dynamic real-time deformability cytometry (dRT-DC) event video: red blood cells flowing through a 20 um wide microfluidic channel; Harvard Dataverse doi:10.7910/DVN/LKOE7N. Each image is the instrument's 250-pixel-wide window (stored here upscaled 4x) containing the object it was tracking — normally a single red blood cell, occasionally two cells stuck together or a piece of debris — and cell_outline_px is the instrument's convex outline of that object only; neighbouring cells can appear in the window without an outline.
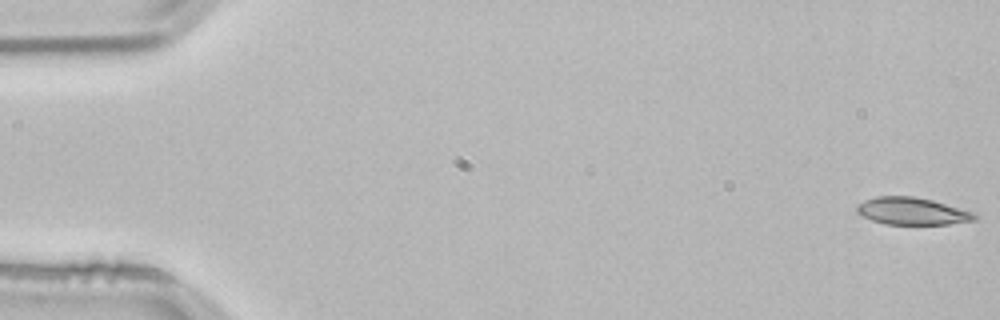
{"species": "common noctule bat (a hibernating species)", "species_latin": "Nyctalus noctula", "temperature_condition": "room temperature", "stored_images_in_passage": 54, "camera_frame_rate_fps": 3000, "um_per_image_px": 0.085, "animal": {"sex": "male", "body_mass_g": 21.5, "forearm_length_mm": 52.0}, "frame": {"image": 1, "passage_image": 1, "time_ms": 0.0, "image_size_px": [1000, 320], "cell_outline_px": [[976, 220], [948, 224], [884, 224], [872, 220], [856, 212], [856, 208], [864, 200], [876, 196], [912, 196], [932, 200], [976, 212]], "centroid_in_image_um": [77.55, 17.94], "position_along_channel_um": 7.4, "area_um2": 18.67}}
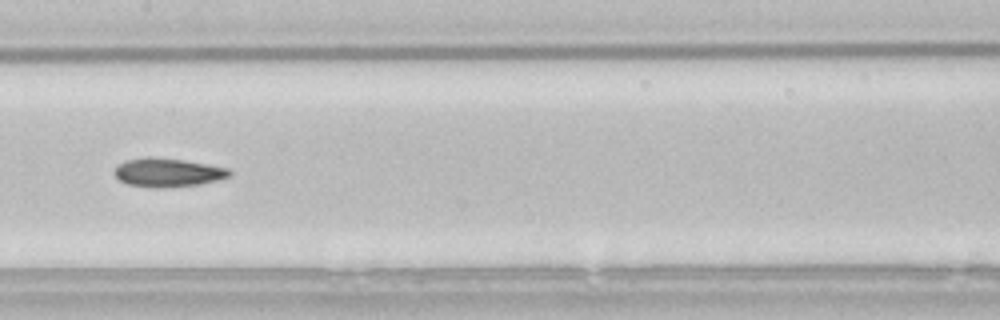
{"frame": {"image": 2, "passage_image": 27, "time_ms": 8.667, "image_size_px": [1000, 320], "cell_outline_px": [[232, 176], [200, 184], [164, 188], [156, 188], [128, 184], [120, 180], [116, 176], [116, 164], [124, 160], [148, 156], [152, 156], [184, 160], [208, 164], [228, 168], [232, 172]], "centroid_in_image_um": [14.27, 14.65], "position_along_channel_um": 193.1, "area_um2": 19.36}}
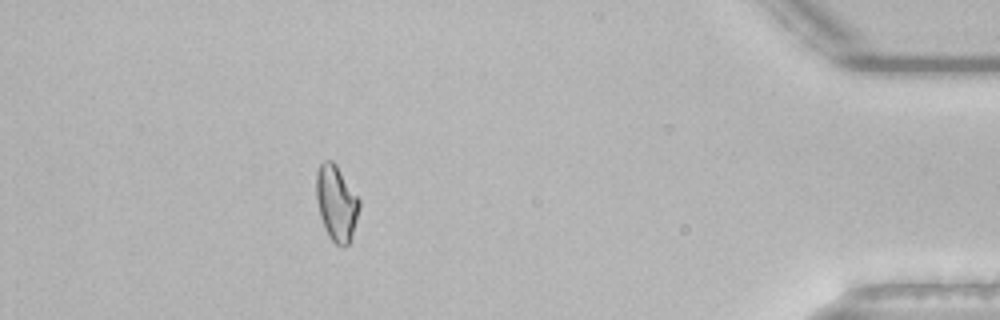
{"frame": {"image": 3, "passage_image": 48, "time_ms": 15.667, "image_size_px": [1000, 320], "cell_outline_px": [[360, 208], [352, 240], [344, 248], [340, 248], [328, 236], [320, 216], [316, 200], [316, 172], [320, 164], [324, 160], [332, 160], [336, 164], [360, 200]], "centroid_in_image_um": [28.6, 17.3], "position_along_channel_um": 406.6, "area_um2": 19.25}, "authors_computed_cell_mechanics": {"area_um2": 18.9006, "velocity_mm_per_s": 3.8009, "shape_relaxation_time_tau1_ms": null, "shape_relaxation_time_tau2_ms": 4.1426, "deformation_change_tau1": null, "deformation_change_tau2": 0.1021}}